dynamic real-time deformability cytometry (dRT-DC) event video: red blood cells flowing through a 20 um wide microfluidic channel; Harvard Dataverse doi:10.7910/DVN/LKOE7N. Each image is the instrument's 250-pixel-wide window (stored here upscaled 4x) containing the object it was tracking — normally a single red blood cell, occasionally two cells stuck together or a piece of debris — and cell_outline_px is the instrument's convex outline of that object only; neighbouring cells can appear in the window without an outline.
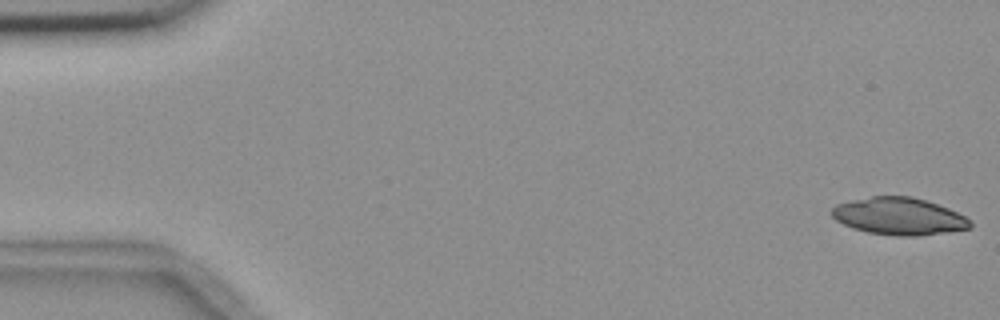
{"species": "common noctule bat (a hibernating species)", "species_latin": "Nyctalus noctula", "temperature_condition": "room temperature", "stored_images_in_passage": 55, "camera_frame_rate_fps": 3000, "um_per_image_px": 0.085, "animal": {"sex": "female", "body_mass_g": 18.4}, "frame": {"image": 1, "passage_image": 1, "time_ms": 0.0, "image_size_px": [1000, 320], "cell_outline_px": [[972, 228], [948, 232], [920, 236], [896, 236], [868, 232], [852, 228], [836, 220], [828, 212], [836, 204], [852, 200], [872, 196], [912, 196], [948, 208], [972, 220]], "centroid_in_image_um": [76.41, 18.39], "position_along_channel_um": 8.6, "area_um2": 30.17}}